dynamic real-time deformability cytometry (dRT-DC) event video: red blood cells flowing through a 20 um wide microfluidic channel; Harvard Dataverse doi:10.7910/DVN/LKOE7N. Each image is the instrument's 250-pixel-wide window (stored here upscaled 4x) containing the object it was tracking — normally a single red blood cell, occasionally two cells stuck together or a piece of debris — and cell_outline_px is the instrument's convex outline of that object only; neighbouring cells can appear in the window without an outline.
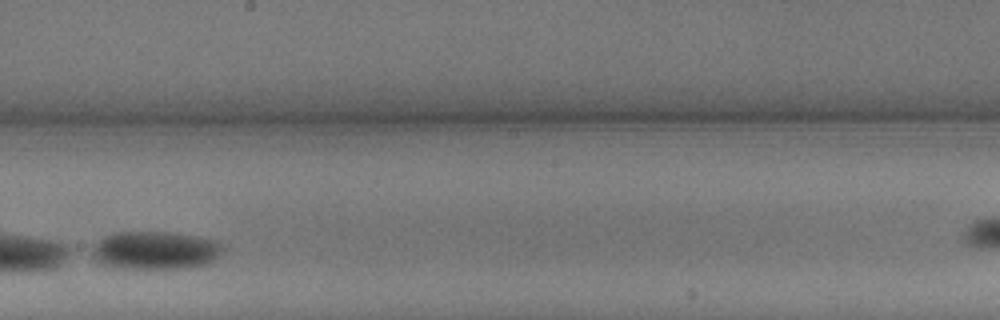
{"species": "common noctule bat (a hibernating species)", "species_latin": "Nyctalus noctula", "temperature_condition": "warm", "stored_images_in_passage": 10, "camera_frame_rate_fps": 3000, "um_per_image_px": 0.085, "animal": {"sex": "male", "body_mass_g": 13.3}, "frame": {"image": 1, "passage_image": 9, "time_ms": 2.667, "image_size_px": [1000, 320], "cell_outline_px": [[224, 248], [208, 264], [184, 268], [116, 268], [104, 264], [84, 252], [92, 244], [104, 236], [112, 232], [168, 232], [216, 240]], "centroid_in_image_um": [13.06, 21.27], "position_along_channel_um": 235.1, "area_um2": 29.25}}